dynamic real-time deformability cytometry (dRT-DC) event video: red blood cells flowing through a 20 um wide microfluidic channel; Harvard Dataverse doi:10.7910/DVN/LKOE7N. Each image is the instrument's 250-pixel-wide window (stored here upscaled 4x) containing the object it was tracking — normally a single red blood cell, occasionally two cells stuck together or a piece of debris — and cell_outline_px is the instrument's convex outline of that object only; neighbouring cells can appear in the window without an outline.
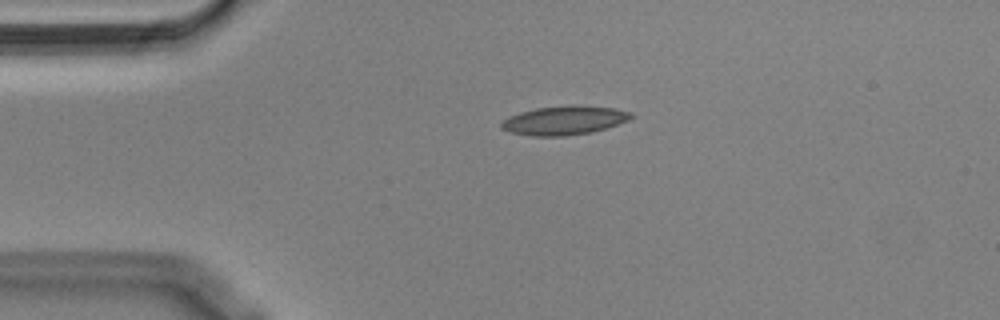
{"species": "Egyptian fruit bat (a non-hibernating species)", "species_latin": "Rousettus aegyptiacus", "temperature_condition": "cold", "stored_images_in_passage": 44, "segment_of_instrument_passage": [1, 2], "camera_frame_rate_fps": 3000, "um_per_image_px": 0.085, "animal": {"sex": "male"}, "frame": {"image": 1, "passage_image": 1, "time_ms": 0.0, "image_size_px": [1000, 320], "cell_outline_px": [[636, 116], [628, 120], [592, 132], [564, 136], [532, 136], [508, 132], [500, 128], [500, 124], [508, 116], [520, 112], [536, 108], [576, 104], [580, 104], [616, 108], [632, 112]], "centroid_in_image_um": [47.96, 10.22], "position_along_channel_um": 37.0, "area_um2": 22.14}}
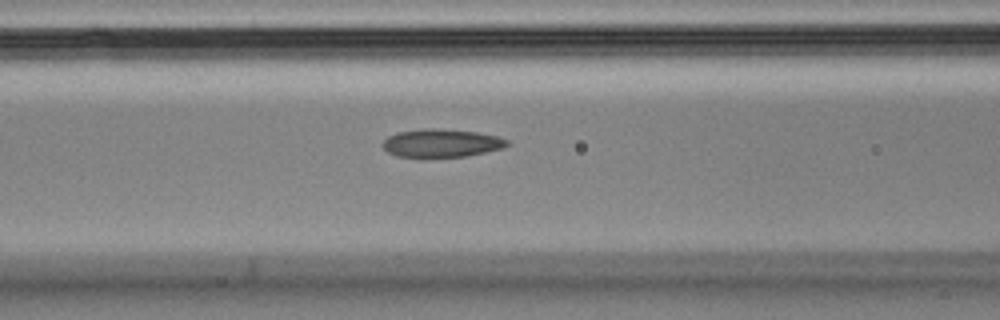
{"frame": {"image": 2, "passage_image": 11, "time_ms": 3.333, "image_size_px": [1000, 320], "cell_outline_px": [[508, 144], [504, 148], [464, 156], [396, 156], [388, 152], [384, 148], [384, 140], [388, 136], [396, 132], [424, 128], [436, 128], [476, 132], [496, 136], [508, 140]], "centroid_in_image_um": [37.51, 12.14], "position_along_channel_um": 129.1, "area_um2": 20.0}}
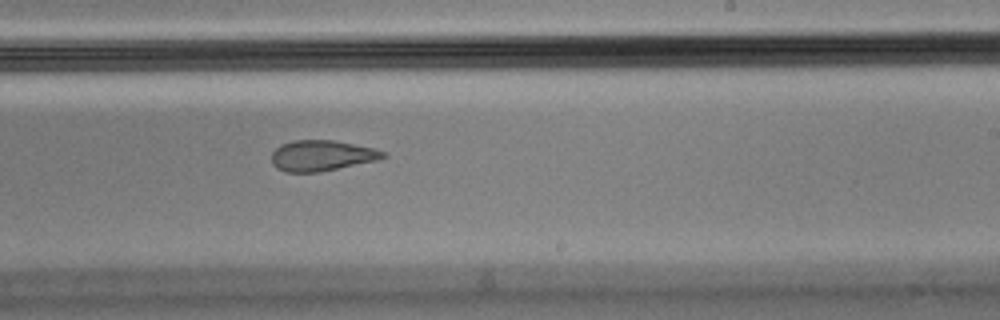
{"frame": {"image": 3, "passage_image": 22, "time_ms": 7.0, "image_size_px": [1000, 320], "cell_outline_px": [[388, 156], [376, 160], [320, 172], [284, 172], [276, 168], [272, 164], [272, 152], [280, 144], [292, 140], [332, 140], [372, 148], [388, 152]], "centroid_in_image_um": [27.31, 13.23], "position_along_channel_um": 261.7, "area_um2": 19.94}}